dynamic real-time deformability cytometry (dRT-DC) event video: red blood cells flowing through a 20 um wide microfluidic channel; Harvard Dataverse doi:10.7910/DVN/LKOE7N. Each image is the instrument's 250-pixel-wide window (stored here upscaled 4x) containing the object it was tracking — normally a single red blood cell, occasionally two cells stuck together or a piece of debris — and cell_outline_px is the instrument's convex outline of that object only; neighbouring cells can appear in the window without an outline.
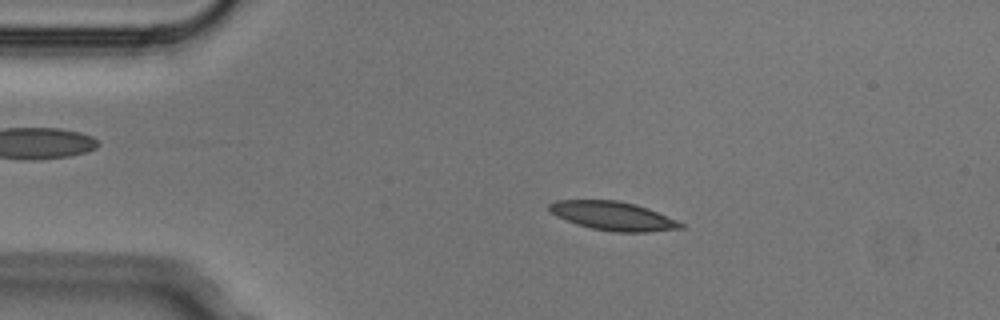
{"species": "Egyptian fruit bat (a non-hibernating species)", "species_latin": "Rousettus aegyptiacus", "temperature_condition": "cold", "stored_images_in_passage": 3, "camera_frame_rate_fps": 3000, "um_per_image_px": 0.085, "animal": {"sex": "male"}, "frame": {"image": 1, "passage_image": 2, "time_ms": 0.333, "image_size_px": [1000, 320], "cell_outline_px": [[684, 228], [648, 232], [612, 232], [592, 228], [576, 224], [556, 216], [548, 208], [548, 204], [556, 200], [616, 200], [636, 204], [648, 208], [676, 220], [684, 224]], "centroid_in_image_um": [52.11, 18.35], "position_along_channel_um": 32.9, "area_um2": 22.02}}